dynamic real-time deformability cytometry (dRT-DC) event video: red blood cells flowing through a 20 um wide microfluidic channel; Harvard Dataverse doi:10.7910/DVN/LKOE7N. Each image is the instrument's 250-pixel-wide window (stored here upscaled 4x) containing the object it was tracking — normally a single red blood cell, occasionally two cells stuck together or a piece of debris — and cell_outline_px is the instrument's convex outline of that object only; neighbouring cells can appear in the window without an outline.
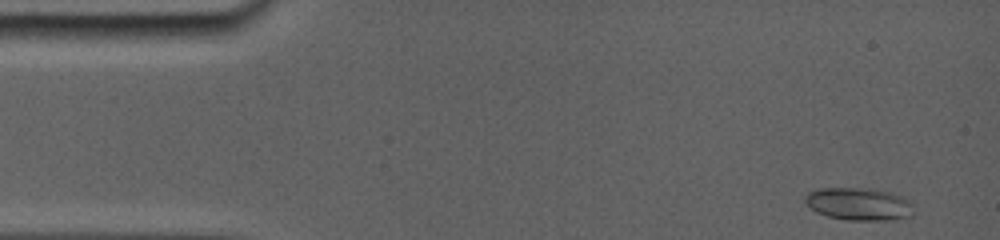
{"species": "common noctule bat (a hibernating species)", "species_latin": "Nyctalus noctula", "temperature_condition": "room temperature", "stored_images_in_passage": 36, "camera_frame_rate_fps": 5000, "um_per_image_px": 0.085, "animal": {"sex": "female", "body_mass_g": 19.0, "forearm_length_mm": 56.7}, "frame": {"image": 1, "passage_image": 1, "time_ms": 0.0, "image_size_px": [1000, 240], "cell_outline_px": [[916, 204], [912, 216], [896, 220], [844, 220], [828, 216], [816, 212], [804, 200], [804, 196], [808, 192], [820, 188], [852, 188], [884, 192], [904, 196]], "centroid_in_image_um": [73.06, 17.36], "position_along_channel_um": 11.9, "area_um2": 20.69}}
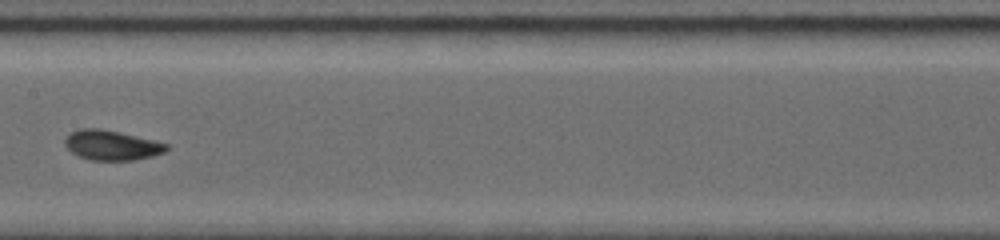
{"frame": {"image": 2, "passage_image": 18, "time_ms": 7.4, "image_size_px": [1000, 240], "cell_outline_px": [[168, 148], [164, 152], [152, 156], [132, 160], [92, 160], [80, 156], [72, 152], [64, 144], [64, 140], [72, 132], [80, 128], [100, 128], [168, 144]], "centroid_in_image_um": [9.47, 12.34], "position_along_channel_um": 197.9, "area_um2": 17.22}}
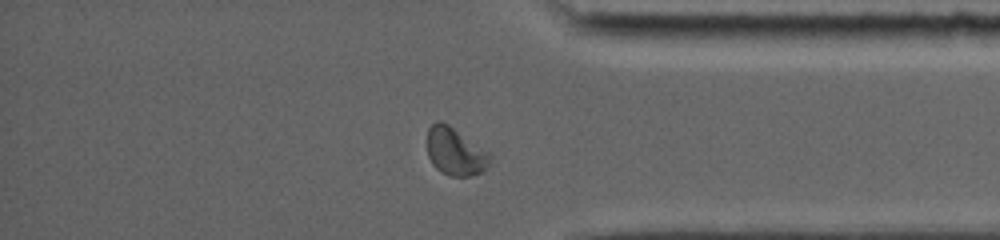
{"frame": {"image": 3, "passage_image": 31, "time_ms": 12.6, "image_size_px": [1000, 240], "cell_outline_px": [[492, 156], [484, 172], [472, 176], [448, 176], [440, 172], [432, 164], [428, 156], [428, 128], [436, 120], [440, 120], [448, 124], [492, 152]], "centroid_in_image_um": [38.73, 12.89], "position_along_channel_um": 396.5, "area_um2": 17.92}, "authors_computed_cell_mechanics": {"area_um2": 17.2533, "velocity_mm_per_s": 3.8679, "shape_relaxation_time_tau1_ms": 5.9417, "shape_relaxation_time_tau2_ms": null, "deformation_change_tau1": 0.1629, "deformation_change_tau2": null}}